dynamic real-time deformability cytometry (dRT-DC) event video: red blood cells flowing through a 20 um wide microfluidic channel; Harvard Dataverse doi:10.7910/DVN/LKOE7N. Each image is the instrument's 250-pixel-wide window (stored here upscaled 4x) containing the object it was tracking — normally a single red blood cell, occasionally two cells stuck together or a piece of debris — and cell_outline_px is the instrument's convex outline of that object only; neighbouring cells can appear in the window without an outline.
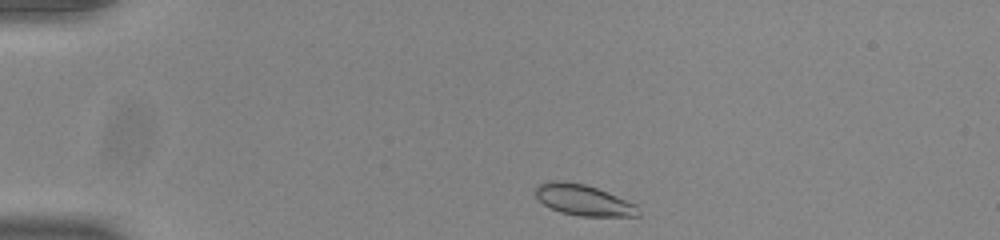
{"species": "common noctule bat (a hibernating species)", "species_latin": "Nyctalus noctula", "temperature_condition": "room temperature", "stored_images_in_passage": 43, "camera_frame_rate_fps": 3000, "um_per_image_px": 0.085, "animal": {"sex": "male", "body_mass_g": 20.0, "forearm_length_mm": 53.3}, "frame": {"image": 1, "passage_image": 1, "time_ms": 0.0, "image_size_px": [1000, 240], "cell_outline_px": [[640, 216], [580, 216], [560, 212], [544, 204], [536, 196], [532, 188], [548, 180], [564, 180], [584, 184], [596, 188], [636, 204], [640, 212]], "centroid_in_image_um": [49.55, 16.99], "position_along_channel_um": 35.4, "area_um2": 18.55}}
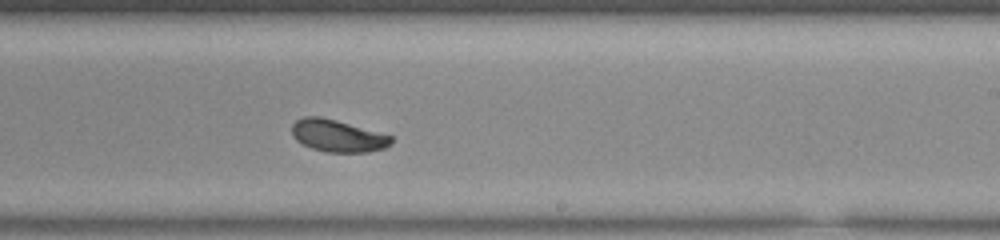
{"frame": {"image": 2, "passage_image": 23, "time_ms": 7.333, "image_size_px": [1000, 240], "cell_outline_px": [[392, 144], [384, 148], [368, 152], [324, 152], [312, 148], [296, 140], [292, 136], [292, 124], [296, 120], [304, 116], [320, 116], [336, 120], [392, 136]], "centroid_in_image_um": [28.68, 11.54], "position_along_channel_um": 260.3, "area_um2": 18.55}}
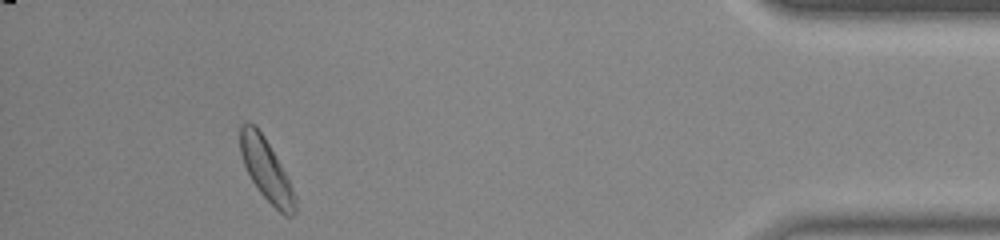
{"frame": {"image": 3, "passage_image": 39, "time_ms": 12.667, "image_size_px": [1000, 240], "cell_outline_px": [[296, 212], [292, 216], [284, 216], [260, 192], [252, 180], [244, 164], [240, 152], [240, 124], [248, 120], [264, 136], [280, 164], [296, 196]], "centroid_in_image_um": [22.62, 14.44], "position_along_channel_um": 412.6, "area_um2": 19.31}, "authors_computed_cell_mechanics": {"area_um2": 19.0162, "velocity_mm_per_s": 3.8441, "shape_relaxation_time_tau1_ms": 3.5784, "shape_relaxation_time_tau2_ms": null, "deformation_change_tau1": 0.1151, "deformation_change_tau2": null}}